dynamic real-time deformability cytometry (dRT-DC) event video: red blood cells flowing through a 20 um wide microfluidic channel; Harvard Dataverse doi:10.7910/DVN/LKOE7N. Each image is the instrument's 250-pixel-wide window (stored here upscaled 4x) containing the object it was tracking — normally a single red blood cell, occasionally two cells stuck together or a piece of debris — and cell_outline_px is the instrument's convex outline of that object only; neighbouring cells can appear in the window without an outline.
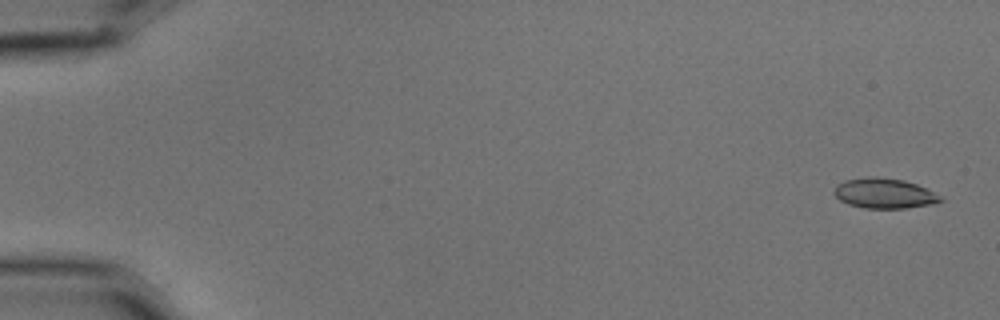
{"species": "common noctule bat (a hibernating species)", "species_latin": "Nyctalus noctula", "temperature_condition": "cold", "stored_images_in_passage": 57, "camera_frame_rate_fps": 3000, "um_per_image_px": 0.085, "animal": {"sex": "male", "body_mass_g": 15.6}, "frame": {"image": 1, "passage_image": 2, "time_ms": 0.333, "image_size_px": [1000, 320], "cell_outline_px": [[944, 200], [932, 204], [908, 208], [864, 208], [848, 204], [840, 200], [832, 192], [836, 184], [844, 180], [872, 176], [904, 180], [916, 184], [940, 196]], "centroid_in_image_um": [75.12, 16.43], "position_along_channel_um": 9.9, "area_um2": 18.61}}
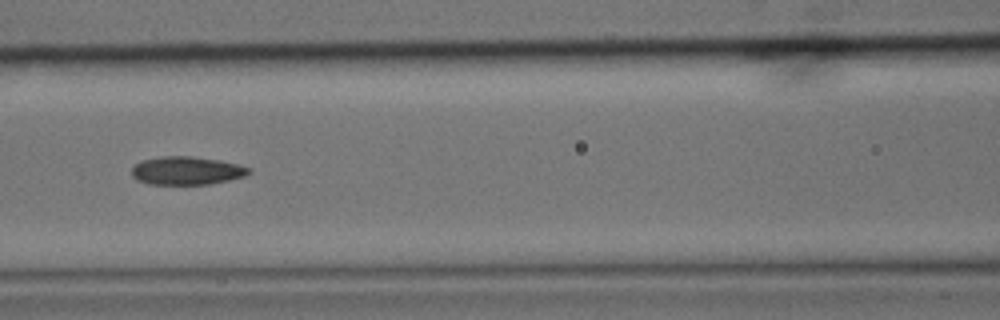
{"frame": {"image": 2, "passage_image": 26, "time_ms": 8.333, "image_size_px": [1000, 320], "cell_outline_px": [[252, 172], [244, 176], [228, 180], [208, 184], [148, 184], [136, 180], [132, 176], [132, 168], [140, 160], [160, 156], [192, 156], [220, 160], [240, 164], [252, 168]], "centroid_in_image_um": [15.87, 14.49], "position_along_channel_um": 150.7, "area_um2": 19.48}}
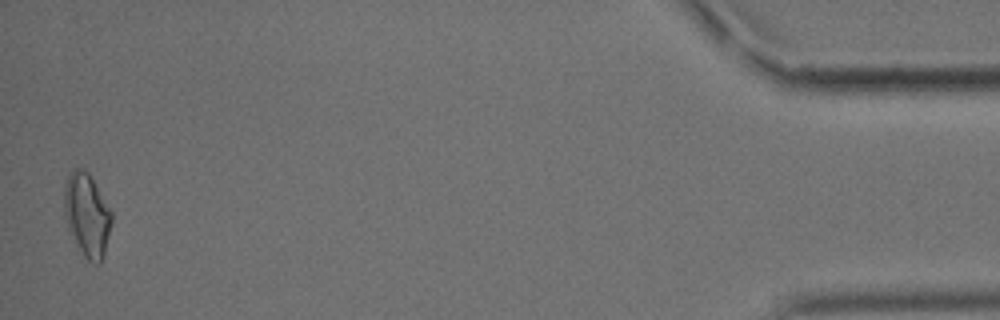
{"frame": {"image": 3, "passage_image": 56, "time_ms": 18.333, "image_size_px": [1000, 320], "cell_outline_px": [[112, 224], [104, 256], [100, 264], [96, 264], [88, 260], [84, 256], [68, 232], [64, 212], [64, 188], [68, 176], [72, 168], [80, 168], [88, 172], [112, 212]], "centroid_in_image_um": [7.39, 18.29], "position_along_channel_um": 427.8, "area_um2": 23.18}, "authors_computed_cell_mechanics": {"area_um2": 19.2474, "velocity_mm_per_s": 3.586, "shape_relaxation_time_tau1_ms": 7.6475, "shape_relaxation_time_tau2_ms": 4.1921, "deformation_change_tau1": 0.1859, "deformation_change_tau2": 0.118}}